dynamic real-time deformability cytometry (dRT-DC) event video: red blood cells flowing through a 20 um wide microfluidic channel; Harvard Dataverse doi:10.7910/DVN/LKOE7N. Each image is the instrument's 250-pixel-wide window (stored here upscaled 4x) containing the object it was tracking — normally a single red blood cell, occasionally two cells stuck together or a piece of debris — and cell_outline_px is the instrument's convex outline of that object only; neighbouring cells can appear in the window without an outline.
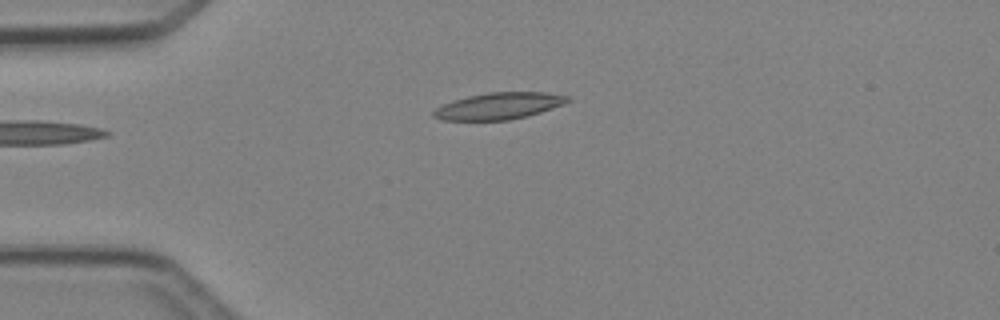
{"species": "Egyptian fruit bat (a non-hibernating species)", "species_latin": "Rousettus aegyptiacus", "temperature_condition": "cold", "stored_images_in_passage": 3, "camera_frame_rate_fps": 3000, "um_per_image_px": 0.085, "animal": {"sex": "female"}, "frame": {"image": 1, "passage_image": 3, "time_ms": 3.0, "image_size_px": [1000, 320], "cell_outline_px": [[572, 100], [552, 108], [528, 116], [508, 120], [444, 120], [432, 116], [432, 112], [436, 108], [452, 100], [468, 96], [488, 92], [544, 92], [568, 96]], "centroid_in_image_um": [42.39, 9.0], "position_along_channel_um": 42.6, "area_um2": 20.75}}